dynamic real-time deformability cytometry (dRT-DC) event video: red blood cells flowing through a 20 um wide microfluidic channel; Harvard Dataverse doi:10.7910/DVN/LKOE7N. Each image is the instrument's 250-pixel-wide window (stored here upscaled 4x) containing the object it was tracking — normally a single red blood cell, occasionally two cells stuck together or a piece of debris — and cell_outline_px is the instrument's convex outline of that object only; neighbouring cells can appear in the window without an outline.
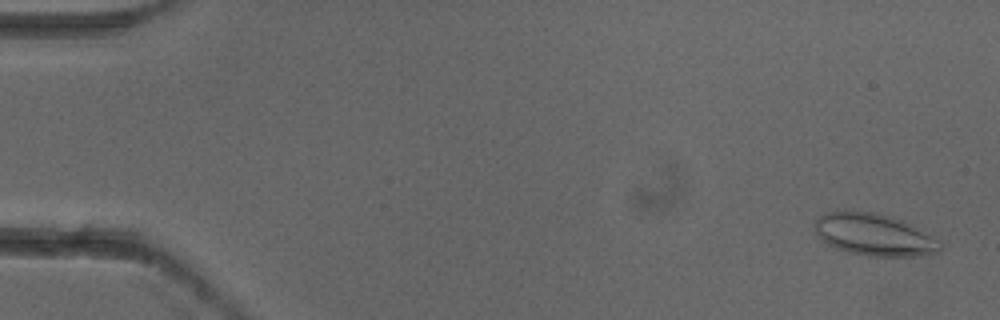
{"species": "common noctule bat (a hibernating species)", "species_latin": "Nyctalus noctula", "temperature_condition": "cold", "stored_images_in_passage": 5, "camera_frame_rate_fps": 3000, "um_per_image_px": 0.085, "animal": {"sex": "female"}, "frame": {"image": 1, "passage_image": 1, "time_ms": 0.0, "image_size_px": [1000, 320], "cell_outline_px": [[944, 248], [940, 252], [912, 256], [868, 256], [848, 252], [836, 248], [828, 244], [816, 232], [816, 220], [824, 212], [836, 208], [876, 212], [904, 220], [920, 228], [940, 240], [944, 244]], "centroid_in_image_um": [74.34, 19.91], "position_along_channel_um": 10.7, "area_um2": 31.44}}